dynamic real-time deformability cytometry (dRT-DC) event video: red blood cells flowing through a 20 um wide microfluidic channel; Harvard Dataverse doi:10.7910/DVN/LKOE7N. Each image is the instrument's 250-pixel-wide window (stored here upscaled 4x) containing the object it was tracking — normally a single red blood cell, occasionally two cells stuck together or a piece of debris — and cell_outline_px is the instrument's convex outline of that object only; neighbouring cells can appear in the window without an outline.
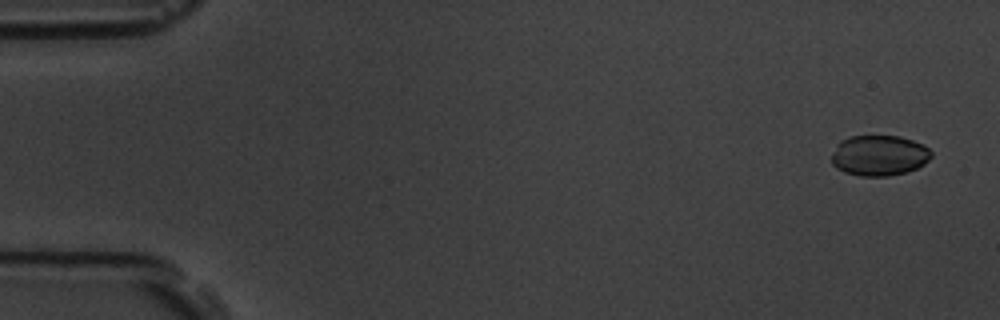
{"species": "common noctule bat (a hibernating species)", "species_latin": "Nyctalus noctula", "temperature_condition": "room temperature", "stored_images_in_passage": 15, "camera_frame_rate_fps": 3000, "um_per_image_px": 0.085, "animal": {"sex": "male", "body_mass_g": 19.5, "forearm_length_mm": 54.6}, "frame": {"image": 1, "passage_image": 1, "time_ms": 0.0, "image_size_px": [1000, 320], "cell_outline_px": [[932, 156], [924, 164], [916, 168], [904, 172], [888, 176], [860, 176], [844, 172], [836, 168], [832, 164], [832, 156], [836, 144], [840, 140], [848, 136], [900, 136], [912, 140], [928, 148], [932, 152]], "centroid_in_image_um": [74.7, 13.21], "position_along_channel_um": 10.3, "area_um2": 23.58}}
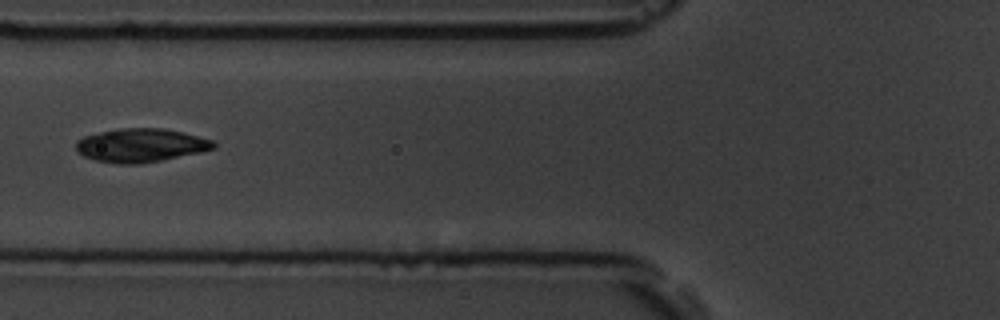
{"frame": {"image": 2, "passage_image": 6, "time_ms": 6.667, "image_size_px": [1000, 320], "cell_outline_px": [[216, 148], [200, 152], [140, 164], [116, 164], [96, 160], [84, 156], [76, 152], [76, 140], [84, 136], [100, 132], [120, 128], [164, 128], [184, 132], [212, 140], [216, 144]], "centroid_in_image_um": [11.95, 12.35], "position_along_channel_um": 113.9, "area_um2": 26.93}}
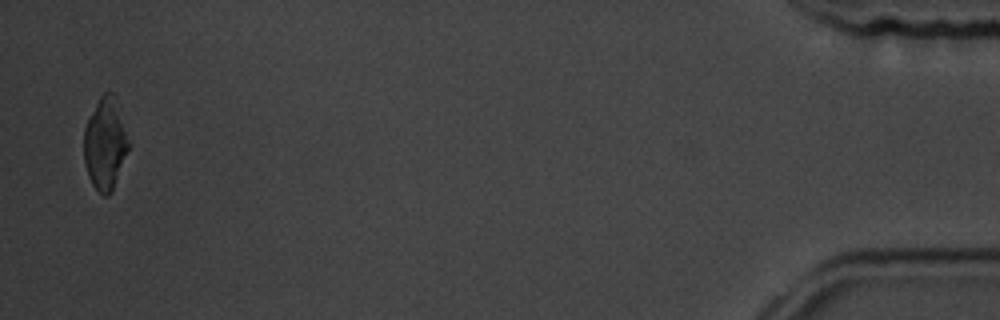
{"frame": {"image": 3, "passage_image": 15, "time_ms": 18.0, "image_size_px": [1000, 320], "cell_outline_px": [[132, 144], [112, 192], [108, 196], [104, 196], [92, 184], [88, 176], [84, 160], [84, 128], [100, 96], [104, 92], [112, 92], [116, 96]], "centroid_in_image_um": [9.0, 12.21], "position_along_channel_um": 426.2, "area_um2": 24.51}, "authors_computed_cell_mechanics": {"area_um2": 25.721, "velocity_mm_per_s": 3.5544, "shape_relaxation_time_tau1_ms": null, "shape_relaxation_time_tau2_ms": 4.1956, "deformation_change_tau1": null, "deformation_change_tau2": 0.0738}}